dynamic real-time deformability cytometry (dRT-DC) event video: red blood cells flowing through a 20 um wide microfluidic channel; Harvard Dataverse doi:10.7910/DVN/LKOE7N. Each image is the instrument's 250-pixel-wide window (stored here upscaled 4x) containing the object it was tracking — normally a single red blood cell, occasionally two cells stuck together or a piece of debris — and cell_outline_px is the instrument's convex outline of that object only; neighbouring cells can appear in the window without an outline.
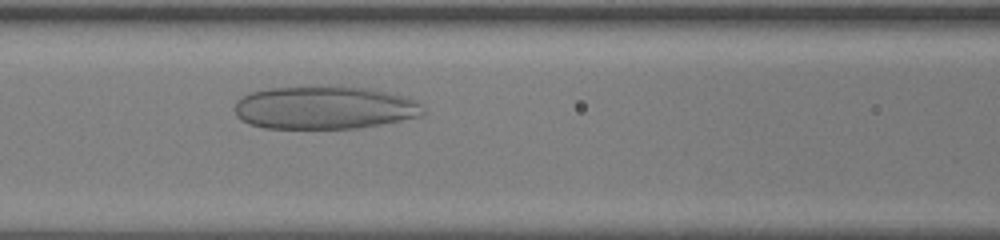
{"species": "human", "species_latin": "Homo sapiens", "temperature_condition": "room temperature", "stored_images_in_passage": 46, "camera_frame_rate_fps": 3000, "um_per_image_px": 0.085, "donor": {"sex": "female"}, "frame": {"image": 1, "passage_image": 16, "time_ms": 5.0, "image_size_px": [1000, 240], "cell_outline_px": [[424, 112], [420, 116], [380, 124], [356, 128], [264, 128], [248, 124], [240, 120], [236, 116], [236, 100], [252, 92], [268, 88], [344, 84], [368, 88], [404, 96], [416, 100], [424, 108]], "centroid_in_image_um": [27.57, 9.12], "position_along_channel_um": 139.0, "area_um2": 47.86}}
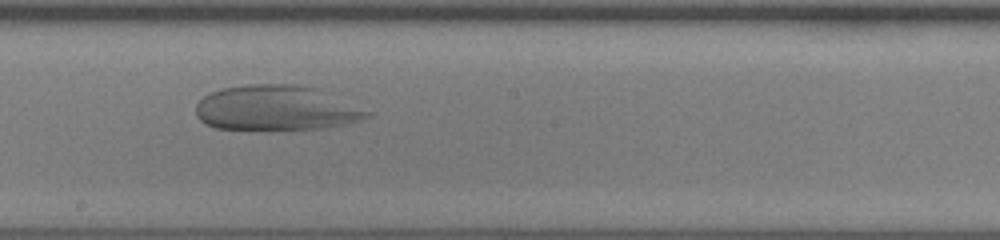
{"frame": {"image": 2, "passage_image": 23, "time_ms": 7.333, "image_size_px": [1000, 240], "cell_outline_px": [[372, 116], [360, 120], [344, 124], [324, 128], [216, 128], [204, 124], [196, 116], [196, 104], [208, 92], [220, 88], [248, 84], [296, 84], [320, 88], [372, 112]], "centroid_in_image_um": [23.49, 9.15], "position_along_channel_um": 224.7, "area_um2": 44.97}}
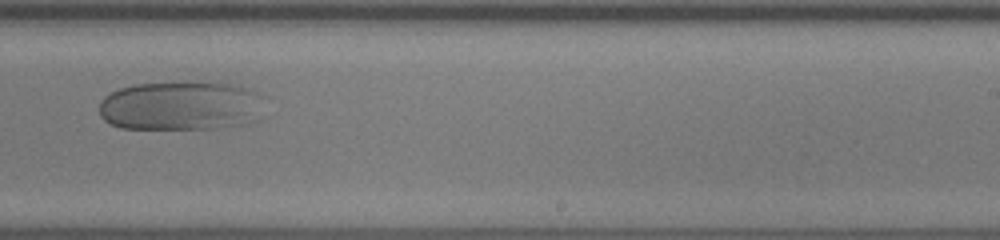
{"frame": {"image": 3, "passage_image": 27, "time_ms": 8.667, "image_size_px": [1000, 240], "cell_outline_px": [[252, 120], [244, 124], [212, 128], [120, 128], [108, 124], [100, 116], [100, 100], [104, 96], [120, 88], [136, 84], [228, 84], [244, 88], [252, 92]], "centroid_in_image_um": [15.07, 9.03], "position_along_channel_um": 273.9, "area_um2": 44.74}}